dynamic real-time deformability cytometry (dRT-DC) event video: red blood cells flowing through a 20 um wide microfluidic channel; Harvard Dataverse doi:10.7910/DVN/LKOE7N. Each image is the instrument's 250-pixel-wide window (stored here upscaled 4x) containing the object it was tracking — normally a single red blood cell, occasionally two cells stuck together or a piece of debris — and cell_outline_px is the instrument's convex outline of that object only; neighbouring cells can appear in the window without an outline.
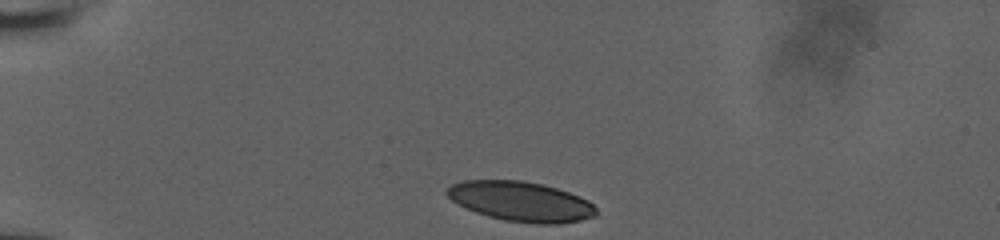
{"species": "human", "species_latin": "Homo sapiens", "temperature_condition": "room temperature", "stored_images_in_passage": 35, "camera_frame_rate_fps": 3000, "um_per_image_px": 0.085, "donor": {"sex": "male"}, "frame": {"image": 1, "passage_image": 1, "time_ms": 0.0, "image_size_px": [1000, 240], "cell_outline_px": [[596, 216], [580, 220], [560, 224], [536, 224], [504, 220], [488, 216], [476, 212], [452, 200], [444, 192], [452, 184], [464, 180], [520, 180], [544, 184], [580, 196], [588, 200], [596, 208]], "centroid_in_image_um": [44.3, 17.12], "position_along_channel_um": 40.7, "area_um2": 34.56}}
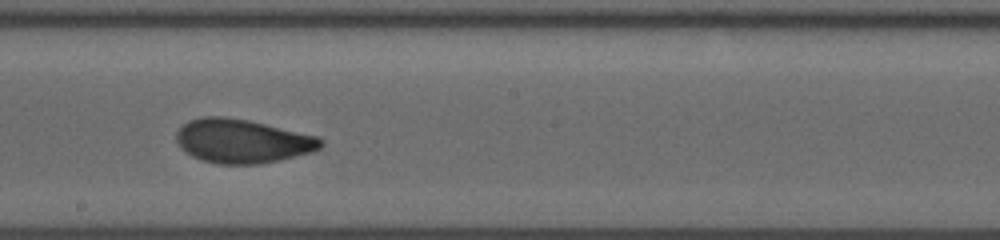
{"frame": {"image": 2, "passage_image": 20, "time_ms": 6.333, "image_size_px": [1000, 240], "cell_outline_px": [[324, 144], [320, 148], [312, 152], [260, 164], [216, 164], [192, 156], [184, 152], [180, 148], [176, 140], [176, 132], [188, 120], [204, 116], [224, 116], [248, 120], [316, 136], [324, 140]], "centroid_in_image_um": [20.56, 11.99], "position_along_channel_um": 227.6, "area_um2": 36.88}}
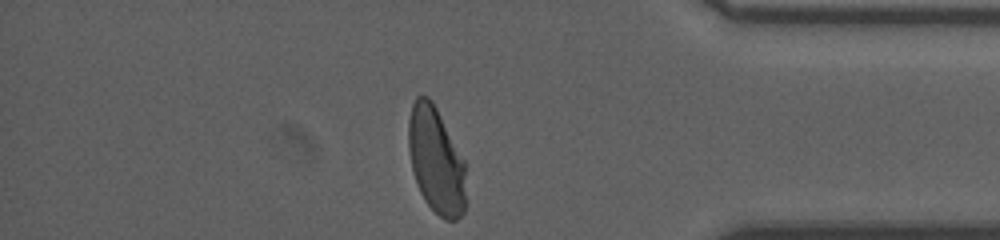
{"frame": {"image": 3, "passage_image": 35, "time_ms": 11.333, "image_size_px": [1000, 240], "cell_outline_px": [[464, 212], [456, 220], [444, 220], [424, 200], [420, 192], [412, 168], [408, 148], [408, 120], [412, 104], [416, 96], [428, 96], [432, 100], [464, 160]], "centroid_in_image_um": [37.03, 13.61], "position_along_channel_um": 398.2, "area_um2": 35.2}, "authors_computed_cell_mechanics": {"area_um2": 36.703, "velocity_mm_per_s": 3.8154, "shape_relaxation_time_tau1_ms": 5.7252, "shape_relaxation_time_tau2_ms": 1.121, "deformation_change_tau1": 0.1881, "deformation_change_tau2": 0.063}}